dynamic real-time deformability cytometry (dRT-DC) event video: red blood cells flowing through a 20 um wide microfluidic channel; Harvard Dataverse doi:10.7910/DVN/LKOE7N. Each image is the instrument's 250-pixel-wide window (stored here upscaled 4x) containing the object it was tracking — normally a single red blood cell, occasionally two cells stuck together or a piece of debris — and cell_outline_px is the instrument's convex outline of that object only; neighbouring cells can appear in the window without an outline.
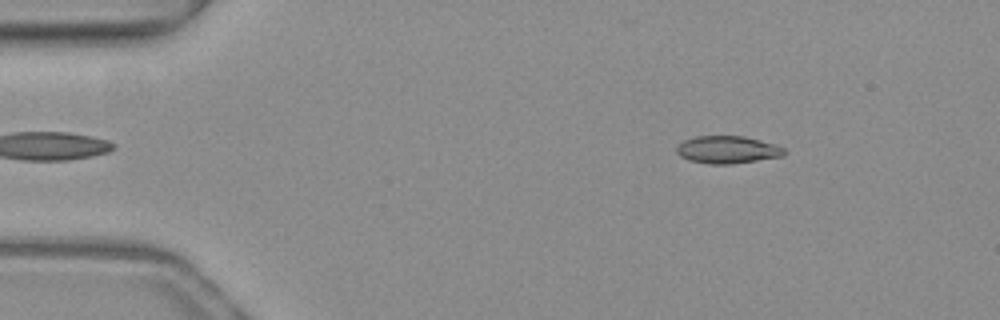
{"species": "common noctule bat (a hibernating species)", "species_latin": "Nyctalus noctula", "temperature_condition": "warm", "stored_images_in_passage": 42, "camera_frame_rate_fps": 3000, "um_per_image_px": 0.085, "animal": {"sex": "female", "body_mass_g": 19.3, "forearm_length_mm": 54.1}, "frame": {"image": 1, "passage_image": 2, "time_ms": 0.333, "image_size_px": [1000, 320], "cell_outline_px": [[784, 156], [732, 164], [712, 164], [688, 160], [680, 156], [676, 152], [676, 148], [684, 140], [696, 136], [744, 136], [776, 144], [784, 148]], "centroid_in_image_um": [61.84, 12.72], "position_along_channel_um": 23.2, "area_um2": 17.22}}
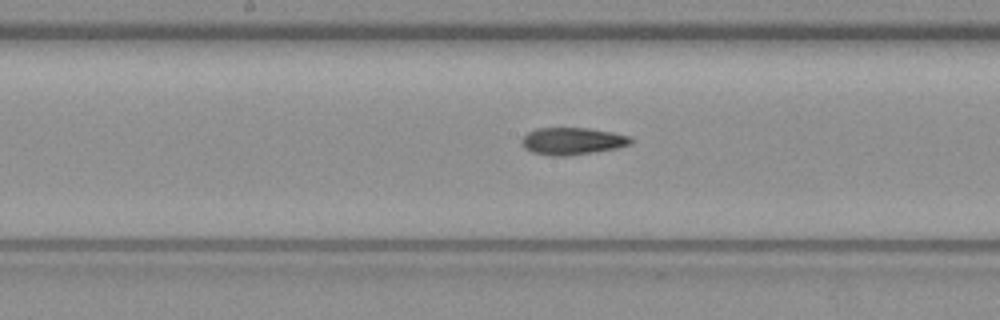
{"frame": {"image": 2, "passage_image": 21, "time_ms": 6.667, "image_size_px": [1000, 320], "cell_outline_px": [[632, 144], [620, 148], [568, 156], [552, 156], [532, 152], [524, 148], [520, 140], [528, 132], [536, 128], [588, 128], [612, 132], [632, 136]], "centroid_in_image_um": [48.68, 12.0], "position_along_channel_um": 199.5, "area_um2": 17.51}}
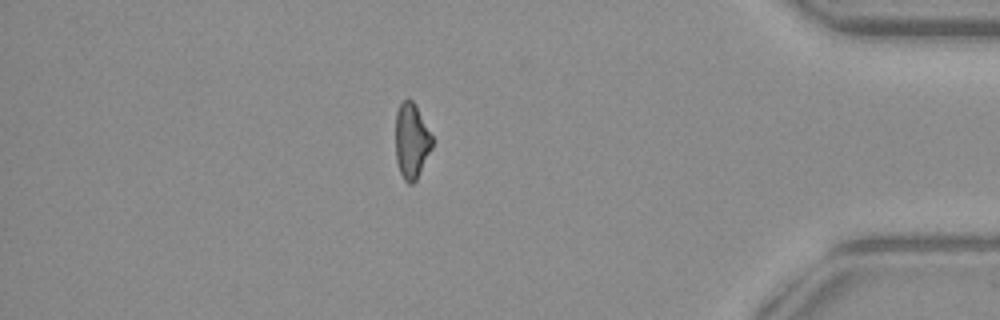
{"frame": {"image": 3, "passage_image": 39, "time_ms": 12.667, "image_size_px": [1000, 320], "cell_outline_px": [[432, 148], [416, 180], [412, 184], [408, 184], [404, 180], [400, 172], [396, 160], [396, 112], [400, 104], [404, 100], [412, 100], [416, 104], [432, 136]], "centroid_in_image_um": [34.98, 11.98], "position_along_channel_um": 400.2, "area_um2": 16.01}, "authors_computed_cell_mechanics": {"area_um2": 17.4267, "velocity_mm_per_s": 4.0224, "shape_relaxation_time_tau1_ms": null, "shape_relaxation_time_tau2_ms": 4.19, "deformation_change_tau1": null, "deformation_change_tau2": 0.1077}}